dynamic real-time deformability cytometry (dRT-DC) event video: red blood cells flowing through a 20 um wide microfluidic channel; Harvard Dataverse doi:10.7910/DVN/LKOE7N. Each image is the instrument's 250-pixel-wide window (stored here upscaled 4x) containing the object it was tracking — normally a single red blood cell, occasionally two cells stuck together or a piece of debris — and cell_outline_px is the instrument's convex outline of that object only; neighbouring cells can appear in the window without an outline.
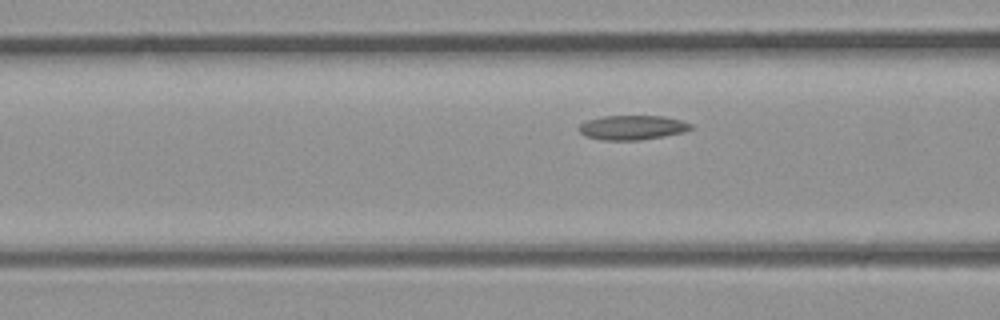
{"species": "common noctule bat (a hibernating species)", "species_latin": "Nyctalus noctula", "temperature_condition": "room temperature", "stored_images_in_passage": 5, "camera_frame_rate_fps": 3000, "um_per_image_px": 0.085, "animal": {"sex": "male", "body_mass_g": 23.1, "forearm_length_mm": 52.7}, "frame": {"image": 1, "passage_image": 5, "time_ms": 1.333, "image_size_px": [1000, 320], "cell_outline_px": [[692, 128], [684, 132], [664, 136], [640, 140], [600, 140], [584, 136], [576, 128], [580, 124], [588, 120], [604, 116], [664, 116], [680, 120], [692, 124]], "centroid_in_image_um": [53.72, 10.84], "position_along_channel_um": 112.9, "area_um2": 16.01}}